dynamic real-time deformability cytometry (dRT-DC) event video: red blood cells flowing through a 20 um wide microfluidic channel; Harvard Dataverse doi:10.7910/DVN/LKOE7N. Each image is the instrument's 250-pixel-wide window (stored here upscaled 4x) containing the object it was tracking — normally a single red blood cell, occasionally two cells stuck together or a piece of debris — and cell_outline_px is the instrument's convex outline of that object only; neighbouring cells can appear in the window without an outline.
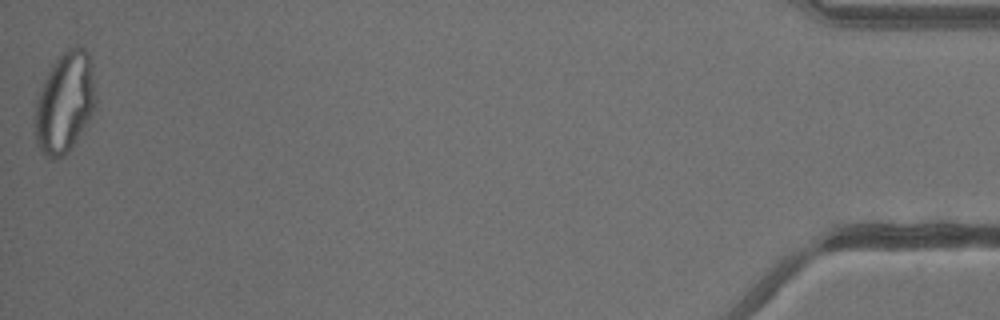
{"species": "common noctule bat (a hibernating species)", "species_latin": "Nyctalus noctula", "temperature_condition": "warm", "stored_images_in_passage": 41, "camera_frame_rate_fps": 3000, "um_per_image_px": 0.085, "animal": {"sex": "male", "body_mass_g": 13.3}, "frame": {"image": 1, "passage_image": 41, "time_ms": 13.333, "image_size_px": [1000, 320], "cell_outline_px": [[96, 104], [92, 116], [68, 152], [64, 156], [44, 156], [40, 152], [32, 132], [36, 100], [44, 80], [52, 64], [68, 48], [84, 48], [88, 52], [92, 64], [96, 96]], "centroid_in_image_um": [5.49, 8.75], "position_along_channel_um": 429.7, "area_um2": 35.89}}